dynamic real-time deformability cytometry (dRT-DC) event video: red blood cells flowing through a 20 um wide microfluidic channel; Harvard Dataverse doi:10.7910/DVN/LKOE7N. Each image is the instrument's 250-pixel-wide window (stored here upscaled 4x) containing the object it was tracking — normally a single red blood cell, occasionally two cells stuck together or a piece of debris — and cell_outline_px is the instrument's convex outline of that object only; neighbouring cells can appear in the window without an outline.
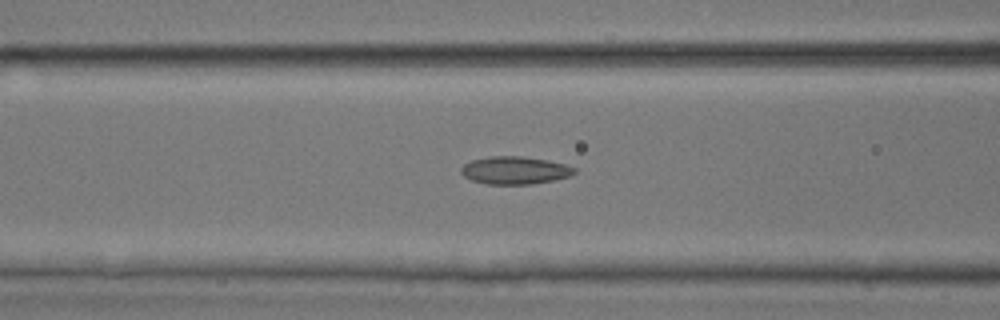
{"species": "common noctule bat (a hibernating species)", "species_latin": "Nyctalus noctula", "temperature_condition": "room temperature", "stored_images_in_passage": 47, "camera_frame_rate_fps": 3000, "um_per_image_px": 0.085, "animal": {"sex": "male", "body_mass_g": 17.9, "forearm_length_mm": 54.2}, "frame": {"image": 1, "passage_image": 19, "time_ms": 6.0, "image_size_px": [1000, 320], "cell_outline_px": [[576, 172], [572, 176], [532, 184], [484, 184], [472, 180], [464, 176], [460, 172], [460, 168], [464, 164], [472, 160], [488, 156], [524, 156], [548, 160], [564, 164], [576, 168]], "centroid_in_image_um": [43.76, 14.47], "position_along_channel_um": 122.8, "area_um2": 18.44}}
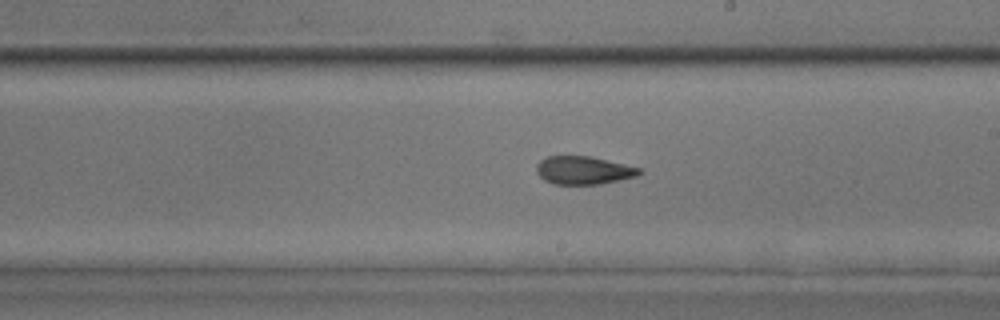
{"frame": {"image": 2, "passage_image": 27, "time_ms": 8.667, "image_size_px": [1000, 320], "cell_outline_px": [[644, 172], [636, 176], [600, 184], [556, 184], [544, 180], [536, 172], [536, 164], [540, 160], [548, 156], [592, 156], [640, 168]], "centroid_in_image_um": [49.59, 14.47], "position_along_channel_um": 239.4, "area_um2": 16.82}}
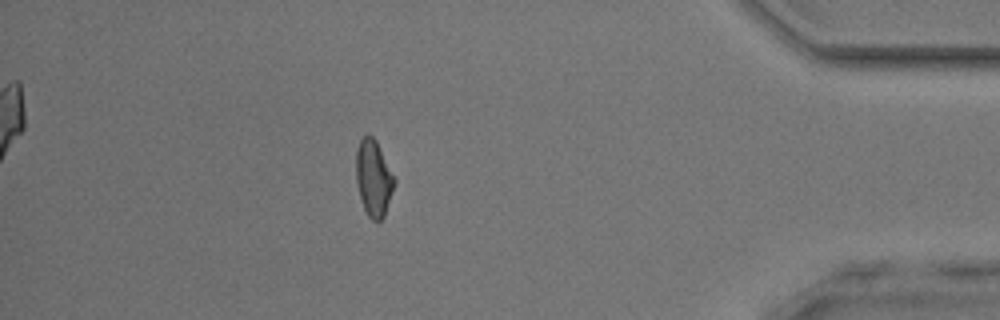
{"frame": {"image": 3, "passage_image": 41, "time_ms": 13.333, "image_size_px": [1000, 320], "cell_outline_px": [[396, 184], [384, 216], [380, 220], [372, 220], [368, 216], [364, 208], [360, 196], [356, 180], [356, 148], [360, 140], [368, 132], [376, 140], [396, 180]], "centroid_in_image_um": [31.76, 15.11], "position_along_channel_um": 403.4, "area_um2": 17.05}}